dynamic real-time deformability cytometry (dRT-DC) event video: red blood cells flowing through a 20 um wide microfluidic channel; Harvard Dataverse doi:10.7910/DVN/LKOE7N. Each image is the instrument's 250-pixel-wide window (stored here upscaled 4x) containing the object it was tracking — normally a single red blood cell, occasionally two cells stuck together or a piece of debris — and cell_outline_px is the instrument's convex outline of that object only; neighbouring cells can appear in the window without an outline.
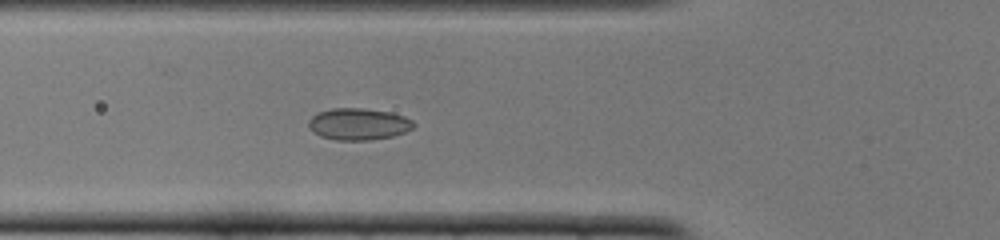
{"species": "common noctule bat (a hibernating species)", "species_latin": "Nyctalus noctula", "temperature_condition": "cold", "stored_images_in_passage": 19, "camera_frame_rate_fps": 3000, "um_per_image_px": 0.085, "animal": {"sex": "female", "body_mass_g": 22.0, "forearm_length_mm": 56.7}, "frame": {"image": 1, "passage_image": 19, "time_ms": 6.0, "image_size_px": [1000, 240], "cell_outline_px": [[416, 124], [412, 128], [404, 132], [392, 136], [368, 140], [336, 140], [320, 136], [308, 128], [308, 120], [312, 116], [320, 112], [332, 108], [364, 108], [392, 112], [404, 116], [412, 120]], "centroid_in_image_um": [30.47, 10.54], "position_along_channel_um": 95.3, "area_um2": 19.48}}